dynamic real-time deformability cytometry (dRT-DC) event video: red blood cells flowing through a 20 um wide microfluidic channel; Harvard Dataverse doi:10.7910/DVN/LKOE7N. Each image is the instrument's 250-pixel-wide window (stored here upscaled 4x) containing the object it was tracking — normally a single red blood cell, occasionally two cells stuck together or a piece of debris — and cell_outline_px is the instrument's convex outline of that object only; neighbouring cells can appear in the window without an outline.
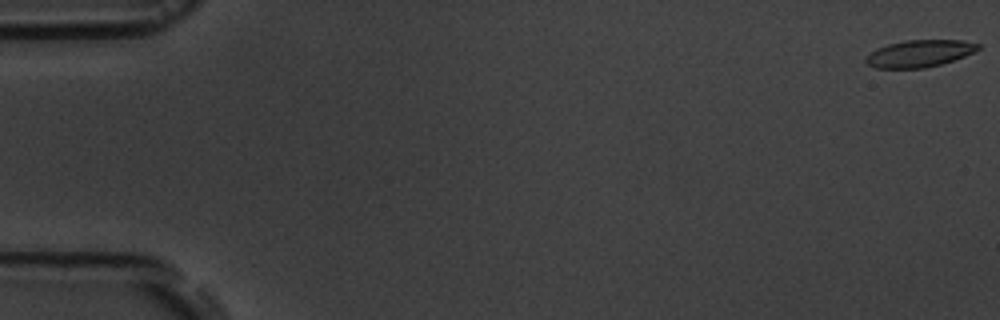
{"species": "common noctule bat (a hibernating species)", "species_latin": "Nyctalus noctula", "temperature_condition": "room temperature", "stored_images_in_passage": 17, "camera_frame_rate_fps": 3000, "um_per_image_px": 0.085, "animal": {"sex": "male", "body_mass_g": 19.5, "forearm_length_mm": 54.6}, "frame": {"image": 1, "passage_image": 1, "time_ms": 0.0, "image_size_px": [1000, 320], "cell_outline_px": [[980, 48], [976, 52], [940, 64], [924, 68], [876, 68], [868, 64], [864, 60], [876, 48], [888, 44], [904, 40], [964, 40], [980, 44]], "centroid_in_image_um": [78.18, 4.54], "position_along_channel_um": 6.8, "area_um2": 17.63}}
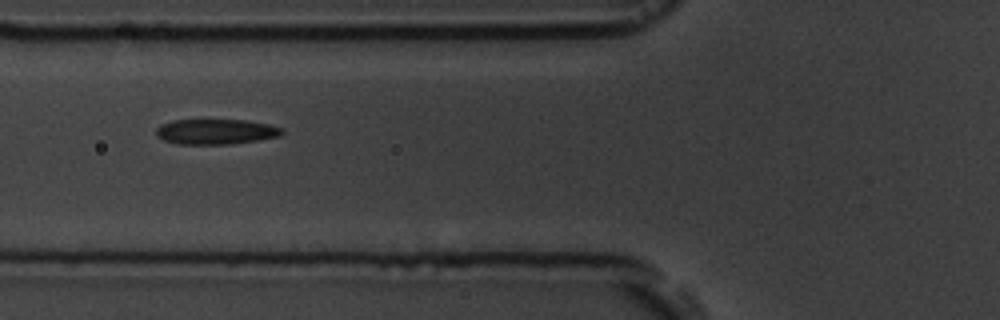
{"frame": {"image": 2, "passage_image": 7, "time_ms": 7.0, "image_size_px": [1000, 320], "cell_outline_px": [[284, 132], [280, 136], [232, 144], [176, 144], [164, 140], [156, 136], [156, 128], [160, 124], [172, 120], [248, 120], [268, 124], [284, 128]], "centroid_in_image_um": [18.34, 11.19], "position_along_channel_um": 107.5, "area_um2": 18.67}}
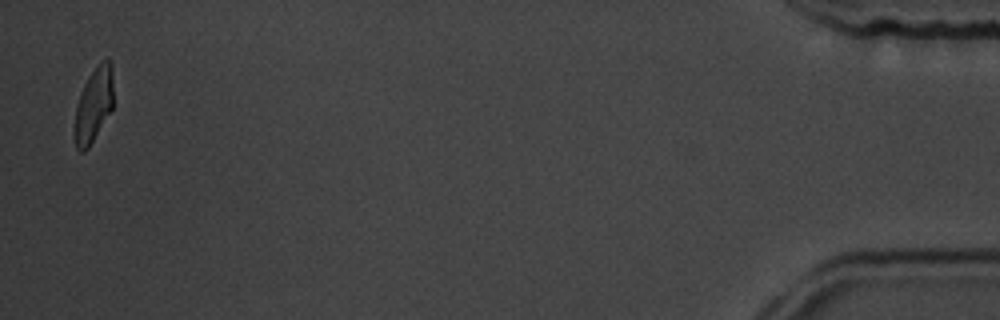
{"frame": {"image": 3, "passage_image": 17, "time_ms": 18.333, "image_size_px": [1000, 320], "cell_outline_px": [[112, 108], [88, 148], [84, 152], [80, 152], [76, 148], [76, 104], [80, 92], [88, 76], [100, 60], [108, 60], [112, 64]], "centroid_in_image_um": [7.96, 8.86], "position_along_channel_um": 427.2, "area_um2": 16.42}, "authors_computed_cell_mechanics": {"area_um2": 18.8428, "velocity_mm_per_s": 3.63, "shape_relaxation_time_tau1_ms": 2.3821, "shape_relaxation_time_tau2_ms": 1.4803, "deformation_change_tau1": 0.1152, "deformation_change_tau2": 0.0763}}